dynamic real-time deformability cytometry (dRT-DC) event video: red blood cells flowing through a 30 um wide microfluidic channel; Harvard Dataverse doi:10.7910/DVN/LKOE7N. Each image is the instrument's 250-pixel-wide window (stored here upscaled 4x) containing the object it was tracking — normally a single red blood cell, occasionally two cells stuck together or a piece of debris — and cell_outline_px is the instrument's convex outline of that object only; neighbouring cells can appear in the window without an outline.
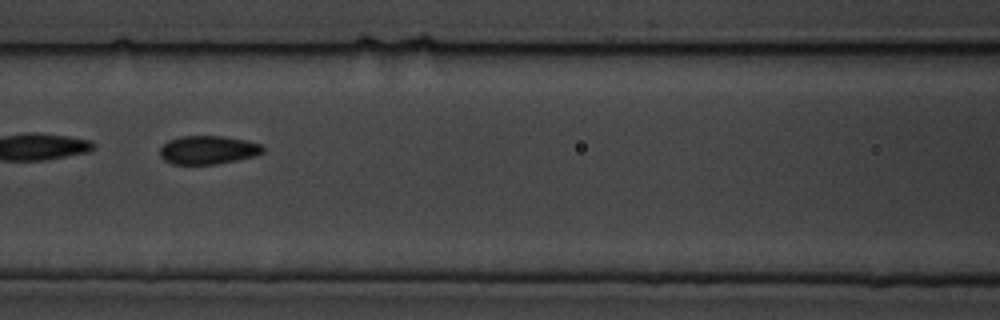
{"species": "common noctule bat (a hibernating species)", "species_latin": "Nyctalus noctula", "temperature_condition": "cold", "stored_images_in_passage": 12, "camera_frame_rate_fps": 3000, "um_per_image_px": 0.085, "animal": {"sex": "male", "body_mass_g": 19.5, "forearm_length_mm": 54.6}, "frame": {"image": 1, "passage_image": 4, "time_ms": 4.333, "image_size_px": [1000, 320], "cell_outline_px": [[264, 152], [256, 156], [216, 164], [172, 164], [164, 160], [160, 156], [160, 148], [168, 140], [180, 136], [224, 136], [244, 140], [260, 144], [264, 148]], "centroid_in_image_um": [17.67, 12.74], "position_along_channel_um": 148.9, "area_um2": 17.11}}
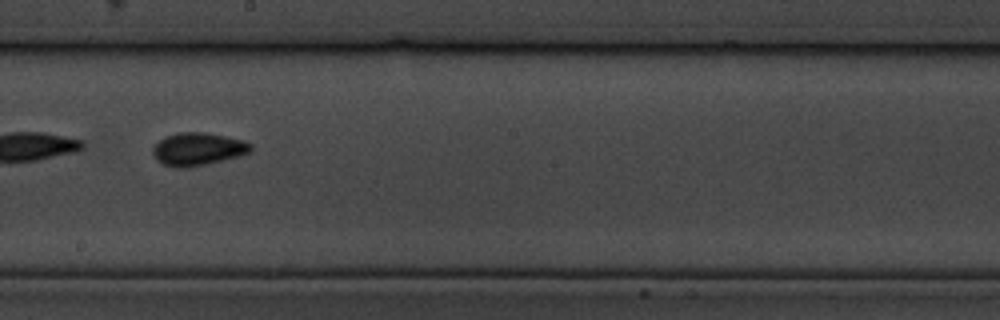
{"frame": {"image": 2, "passage_image": 6, "time_ms": 6.667, "image_size_px": [1000, 320], "cell_outline_px": [[252, 148], [248, 152], [240, 156], [188, 168], [176, 168], [164, 164], [156, 160], [152, 152], [152, 148], [164, 136], [180, 132], [204, 132], [244, 140], [252, 144]], "centroid_in_image_um": [16.8, 12.67], "position_along_channel_um": 231.4, "area_um2": 18.73}}
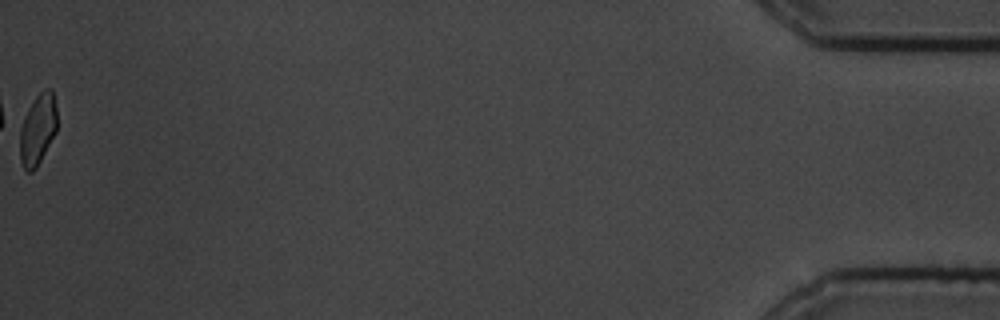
{"frame": {"image": 3, "passage_image": 12, "time_ms": 15.0, "image_size_px": [1000, 320], "cell_outline_px": [[56, 132], [36, 168], [32, 172], [28, 172], [24, 168], [20, 160], [16, 128], [28, 108], [36, 96], [44, 88], [52, 88], [56, 108]], "centroid_in_image_um": [3.14, 11.0], "position_along_channel_um": 432.1, "area_um2": 16.01}, "authors_computed_cell_mechanics": {"area_um2": 17.0799, "velocity_mm_per_s": 3.5546, "shape_relaxation_time_tau1_ms": 3.9918, "shape_relaxation_time_tau2_ms": 0.4844, "deformation_change_tau1": 0.0779, "deformation_change_tau2": 0.028}}